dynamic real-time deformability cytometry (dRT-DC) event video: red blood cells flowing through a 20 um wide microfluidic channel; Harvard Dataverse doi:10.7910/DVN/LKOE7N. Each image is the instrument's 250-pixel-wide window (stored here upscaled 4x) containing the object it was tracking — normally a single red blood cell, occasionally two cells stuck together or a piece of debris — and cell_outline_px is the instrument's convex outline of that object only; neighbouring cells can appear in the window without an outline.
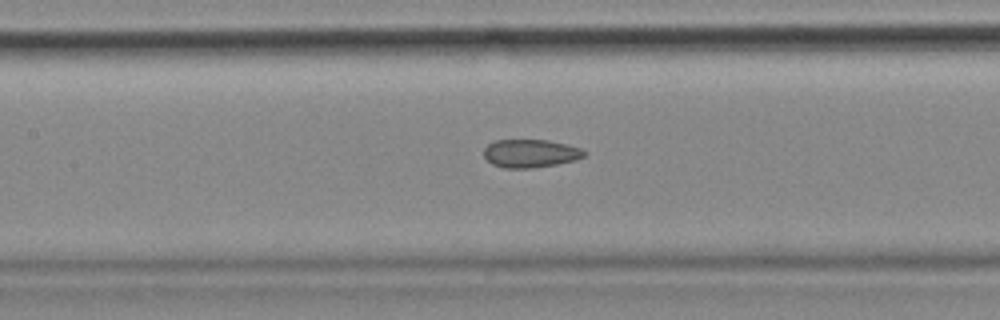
{"species": "common noctule bat (a hibernating species)", "species_latin": "Nyctalus noctula", "temperature_condition": "cold", "stored_images_in_passage": 56, "camera_frame_rate_fps": 3000, "um_per_image_px": 0.085, "animal": {"sex": "female", "body_mass_g": 18.4}, "frame": {"image": 1, "passage_image": 25, "time_ms": 8.0, "image_size_px": [1000, 320], "cell_outline_px": [[588, 152], [584, 156], [576, 160], [556, 164], [532, 168], [504, 168], [492, 164], [484, 156], [484, 148], [488, 144], [496, 140], [548, 140], [568, 144], [580, 148]], "centroid_in_image_um": [45.1, 13.04], "position_along_channel_um": 162.3, "area_um2": 16.53}, "authors_computed_cell_mechanics": {"area_um2": 17.5712, "velocity_mm_per_s": 3.5787, "shape_relaxation_time_tau1_ms": null, "shape_relaxation_time_tau2_ms": 2.8325, "deformation_change_tau1": null, "deformation_change_tau2": 0.0912}}